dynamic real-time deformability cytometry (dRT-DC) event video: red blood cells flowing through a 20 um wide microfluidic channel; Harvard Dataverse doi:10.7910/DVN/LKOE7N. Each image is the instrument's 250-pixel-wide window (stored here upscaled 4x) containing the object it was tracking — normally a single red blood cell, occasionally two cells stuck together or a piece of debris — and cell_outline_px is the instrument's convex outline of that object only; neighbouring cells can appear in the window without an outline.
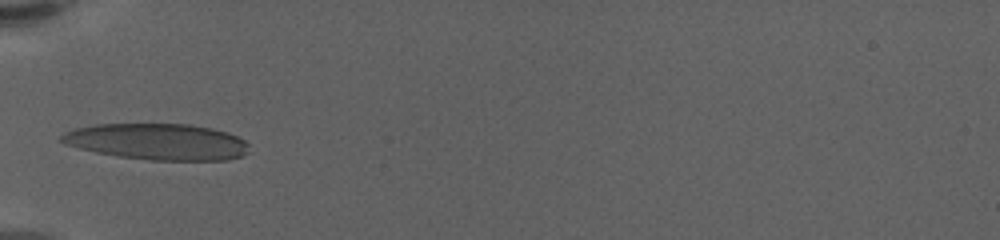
{"species": "human", "species_latin": "Homo sapiens", "temperature_condition": "warm", "stored_images_in_passage": 37, "camera_frame_rate_fps": 3000, "um_per_image_px": 0.085, "donor": {"sex": "female"}, "frame": {"image": 1, "passage_image": 1, "time_ms": 0.0, "image_size_px": [1000, 240], "cell_outline_px": [[248, 152], [240, 156], [228, 160], [148, 160], [120, 156], [96, 152], [64, 144], [60, 140], [60, 136], [64, 132], [72, 128], [96, 124], [188, 124], [212, 128], [228, 132], [244, 140], [248, 144]], "centroid_in_image_um": [13.36, 12.04], "position_along_channel_um": 71.6, "area_um2": 39.71}}
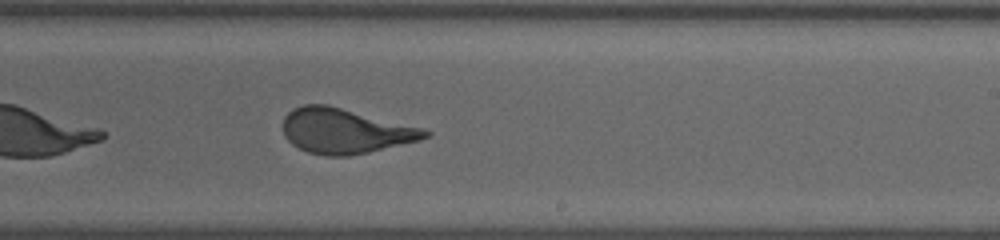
{"frame": {"image": 2, "passage_image": 17, "time_ms": 5.333, "image_size_px": [1000, 240], "cell_outline_px": [[432, 136], [420, 140], [368, 152], [348, 156], [324, 156], [308, 152], [292, 144], [284, 136], [284, 116], [292, 108], [304, 104], [328, 104], [424, 128], [432, 132]], "centroid_in_image_um": [29.35, 11.12], "position_along_channel_um": 259.7, "area_um2": 37.45}}
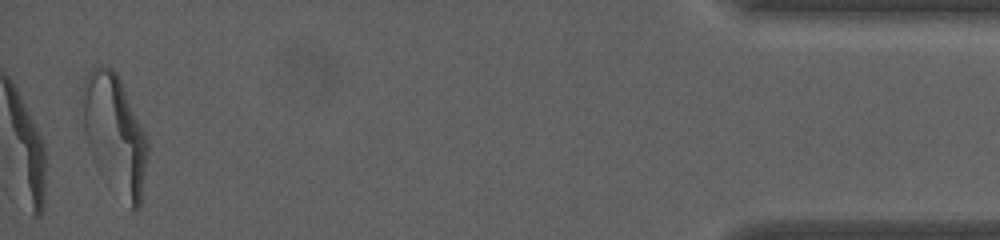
{"frame": {"image": 3, "passage_image": 37, "time_ms": 12.0, "image_size_px": [1000, 240], "cell_outline_px": [[148, 152], [140, 208], [136, 212], [108, 188], [104, 184], [96, 168], [88, 148], [84, 132], [80, 100], [80, 96], [84, 84], [92, 68], [100, 64], [112, 68], [116, 72], [120, 80], [148, 140]], "centroid_in_image_um": [9.72, 11.49], "position_along_channel_um": 425.5, "area_um2": 46.01}, "authors_computed_cell_mechanics": {"area_um2": 37.7434, "velocity_mm_per_s": 3.5665, "shape_relaxation_time_tau1_ms": 4.9009, "shape_relaxation_time_tau2_ms": 0.8993, "deformation_change_tau1": 0.2424, "deformation_change_tau2": 0.1004}}